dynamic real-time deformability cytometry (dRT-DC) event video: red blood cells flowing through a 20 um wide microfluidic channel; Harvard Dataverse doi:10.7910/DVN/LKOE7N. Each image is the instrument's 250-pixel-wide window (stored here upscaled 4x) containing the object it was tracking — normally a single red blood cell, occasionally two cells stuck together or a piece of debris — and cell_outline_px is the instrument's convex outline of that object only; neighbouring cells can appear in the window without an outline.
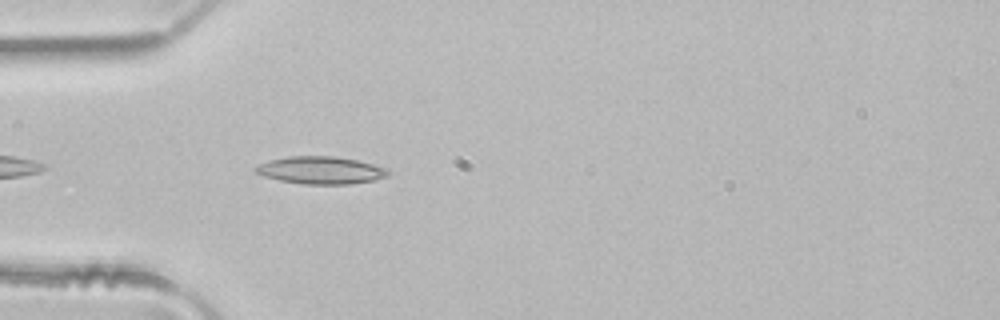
{"species": "common noctule bat (a hibernating species)", "species_latin": "Nyctalus noctula", "temperature_condition": "room temperature", "stored_images_in_passage": 7, "camera_frame_rate_fps": 3000, "um_per_image_px": 0.085, "animal": {"sex": "male", "body_mass_g": 21.5, "forearm_length_mm": 52.0}, "frame": {"image": 1, "passage_image": 3, "time_ms": 0.667, "image_size_px": [1000, 320], "cell_outline_px": [[388, 176], [372, 180], [352, 184], [304, 184], [280, 180], [264, 176], [256, 172], [252, 168], [268, 160], [288, 156], [332, 156], [356, 160], [388, 168]], "centroid_in_image_um": [27.24, 14.47], "position_along_channel_um": 57.8, "area_um2": 21.1}}